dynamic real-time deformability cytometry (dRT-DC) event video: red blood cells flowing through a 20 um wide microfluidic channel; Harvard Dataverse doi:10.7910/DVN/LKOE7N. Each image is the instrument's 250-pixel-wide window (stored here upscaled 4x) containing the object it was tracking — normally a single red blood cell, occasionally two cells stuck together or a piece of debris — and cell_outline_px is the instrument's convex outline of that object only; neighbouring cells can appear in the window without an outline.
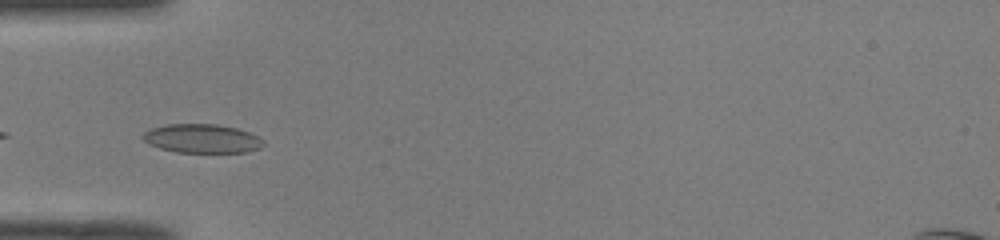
{"species": "common noctule bat (a hibernating species)", "species_latin": "Nyctalus noctula", "temperature_condition": "room temperature", "stored_images_in_passage": 14, "camera_frame_rate_fps": 3000, "um_per_image_px": 0.085, "animal": {"sex": "male", "body_mass_g": 19.0, "forearm_length_mm": 50.8}, "frame": {"image": 1, "passage_image": 10, "time_ms": 3.0, "image_size_px": [1000, 240], "cell_outline_px": [[264, 144], [260, 148], [244, 152], [176, 152], [160, 148], [148, 144], [140, 136], [144, 132], [152, 128], [168, 124], [216, 124], [236, 128], [260, 136], [264, 140]], "centroid_in_image_um": [17.17, 11.77], "position_along_channel_um": 67.8, "area_um2": 20.29}}